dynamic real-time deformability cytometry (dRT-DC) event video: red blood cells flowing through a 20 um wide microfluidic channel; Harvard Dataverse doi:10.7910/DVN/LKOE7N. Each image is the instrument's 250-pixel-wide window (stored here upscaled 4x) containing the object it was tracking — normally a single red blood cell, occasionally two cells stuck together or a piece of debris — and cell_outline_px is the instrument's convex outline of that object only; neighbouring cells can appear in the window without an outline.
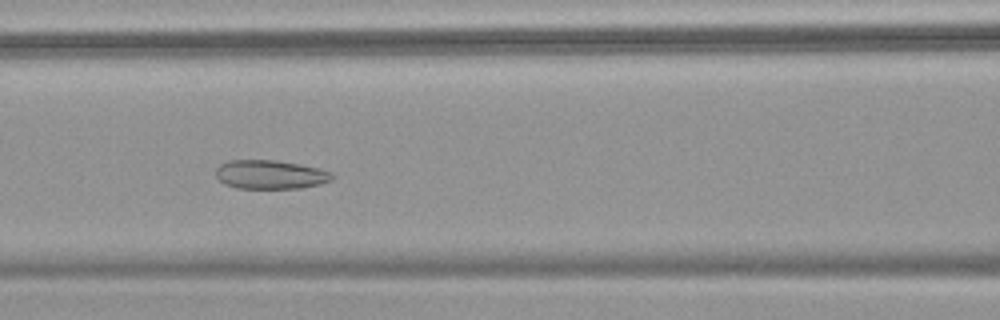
{"species": "common noctule bat (a hibernating species)", "species_latin": "Nyctalus noctula", "temperature_condition": "warm", "stored_images_in_passage": 48, "camera_frame_rate_fps": 3000, "um_per_image_px": 0.085, "animal": {"sex": "female", "body_mass_g": 18.4}, "frame": {"image": 1, "passage_image": 19, "time_ms": 6.0, "image_size_px": [1000, 320], "cell_outline_px": [[336, 176], [332, 180], [320, 184], [300, 188], [236, 188], [224, 184], [216, 176], [216, 168], [220, 164], [228, 160], [276, 160], [300, 164], [320, 168], [332, 172]], "centroid_in_image_um": [23.0, 14.83], "position_along_channel_um": 143.6, "area_um2": 19.77}}
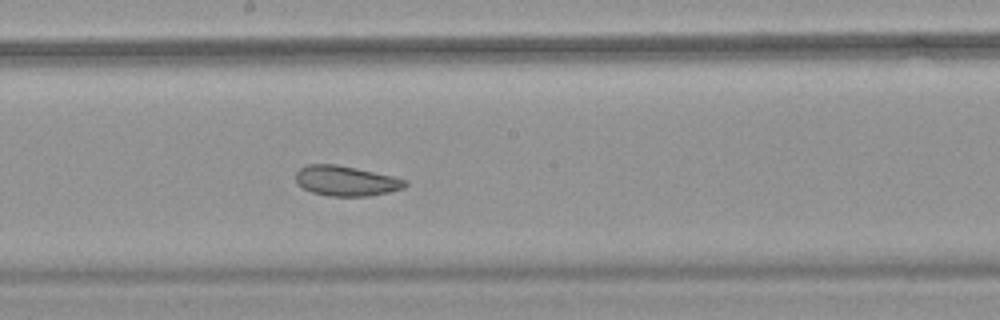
{"frame": {"image": 2, "passage_image": 25, "time_ms": 8.0, "image_size_px": [1000, 320], "cell_outline_px": [[408, 184], [404, 188], [388, 192], [368, 196], [328, 196], [312, 192], [304, 188], [296, 180], [296, 172], [300, 168], [308, 164], [336, 164], [356, 168], [392, 176], [408, 180]], "centroid_in_image_um": [29.43, 15.37], "position_along_channel_um": 218.8, "area_um2": 19.07}}
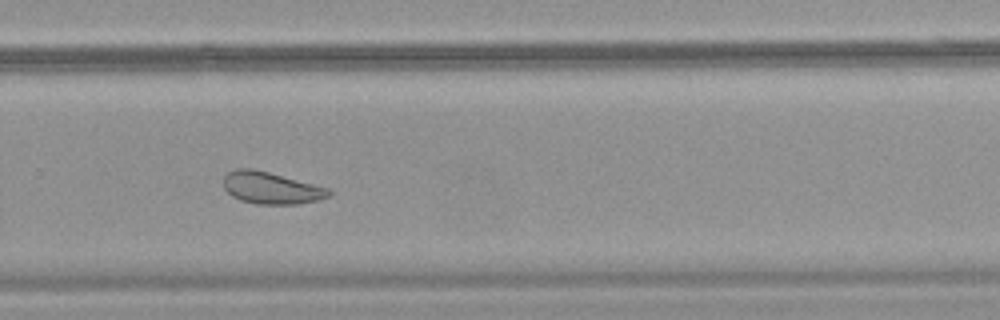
{"frame": {"image": 3, "passage_image": 32, "time_ms": 10.333, "image_size_px": [1000, 320], "cell_outline_px": [[332, 192], [328, 196], [320, 200], [300, 204], [256, 204], [240, 200], [232, 196], [224, 188], [224, 176], [228, 172], [236, 168], [252, 168], [332, 188]], "centroid_in_image_um": [23.08, 15.98], "position_along_channel_um": 306.7, "area_um2": 19.83}, "authors_computed_cell_mechanics": {"area_um2": 22.7732, "velocity_mm_per_s": 3.7822, "shape_relaxation_time_tau1_ms": null, "shape_relaxation_time_tau2_ms": 2.8975, "deformation_change_tau1": null, "deformation_change_tau2": 0.086}}